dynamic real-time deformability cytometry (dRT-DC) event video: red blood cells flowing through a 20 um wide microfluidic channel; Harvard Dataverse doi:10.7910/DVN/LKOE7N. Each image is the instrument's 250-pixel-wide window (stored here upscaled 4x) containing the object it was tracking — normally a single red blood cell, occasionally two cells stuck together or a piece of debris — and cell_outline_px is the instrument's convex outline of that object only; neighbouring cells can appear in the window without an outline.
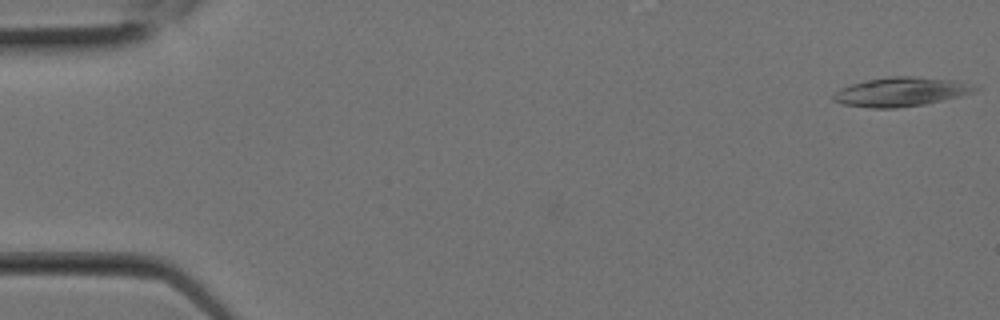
{"species": "Egyptian fruit bat (a non-hibernating species)", "species_latin": "Rousettus aegyptiacus", "temperature_condition": "room temperature", "stored_images_in_passage": 11, "camera_frame_rate_fps": 3000, "um_per_image_px": 0.085, "animal": {"sex": "female"}, "frame": {"image": 1, "passage_image": 1, "time_ms": 0.0, "image_size_px": [1000, 320], "cell_outline_px": [[980, 88], [976, 92], [960, 96], [924, 104], [896, 108], [872, 108], [840, 104], [832, 100], [832, 96], [840, 88], [864, 80], [892, 76], [912, 76], [952, 80]], "centroid_in_image_um": [76.52, 7.81], "position_along_channel_um": 8.5, "area_um2": 23.87}}
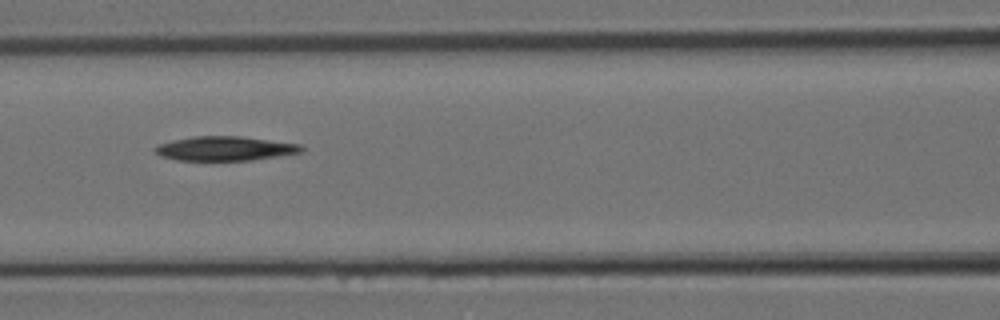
{"frame": {"image": 2, "passage_image": 10, "time_ms": 3.0, "image_size_px": [1000, 320], "cell_outline_px": [[304, 148], [300, 152], [252, 160], [176, 160], [160, 156], [152, 148], [160, 144], [172, 140], [192, 136], [240, 136], [300, 144]], "centroid_in_image_um": [19.07, 12.62], "position_along_channel_um": 147.5, "area_um2": 20.58}}
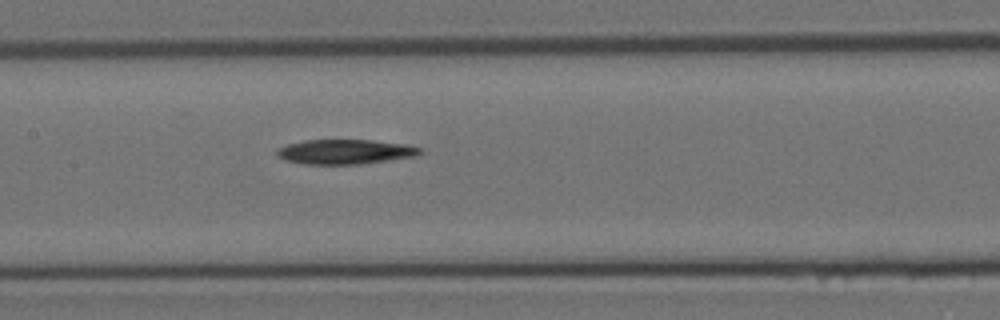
{"frame": {"image": 3, "passage_image": 11, "time_ms": 3.333, "image_size_px": [1000, 320], "cell_outline_px": [[424, 152], [416, 156], [360, 164], [304, 164], [284, 160], [276, 156], [276, 148], [288, 144], [304, 140], [372, 140], [408, 144], [420, 148]], "centroid_in_image_um": [29.32, 12.9], "position_along_channel_um": 178.1, "area_um2": 20.75}}